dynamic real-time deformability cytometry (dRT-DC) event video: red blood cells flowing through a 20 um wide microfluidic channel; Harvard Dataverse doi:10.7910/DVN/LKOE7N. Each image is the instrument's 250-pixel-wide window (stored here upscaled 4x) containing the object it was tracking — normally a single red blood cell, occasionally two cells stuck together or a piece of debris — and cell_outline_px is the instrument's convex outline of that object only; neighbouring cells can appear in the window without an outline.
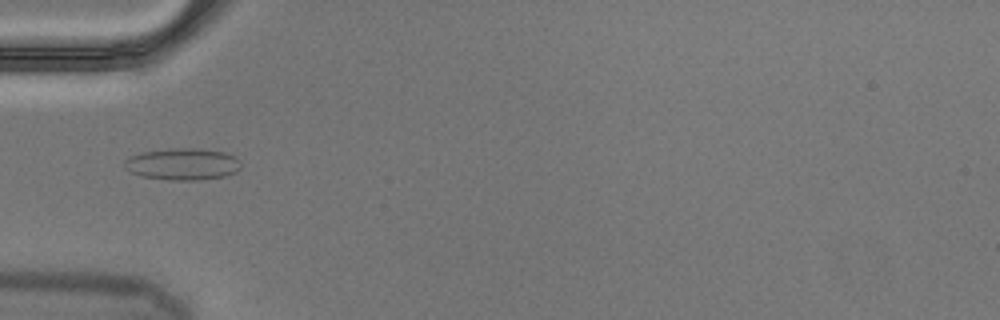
{"species": "Egyptian fruit bat (a non-hibernating species)", "species_latin": "Rousettus aegyptiacus", "temperature_condition": "cold", "stored_images_in_passage": 4, "camera_frame_rate_fps": 3000, "um_per_image_px": 0.085, "animal": {"sex": "male"}, "frame": {"image": 1, "passage_image": 3, "time_ms": 0.667, "image_size_px": [1000, 320], "cell_outline_px": [[240, 168], [236, 172], [224, 176], [200, 180], [172, 180], [140, 176], [124, 168], [124, 160], [132, 156], [144, 152], [172, 148], [200, 148], [224, 152], [236, 156], [240, 164]], "centroid_in_image_um": [15.54, 13.95], "position_along_channel_um": 69.5, "area_um2": 21.56}}